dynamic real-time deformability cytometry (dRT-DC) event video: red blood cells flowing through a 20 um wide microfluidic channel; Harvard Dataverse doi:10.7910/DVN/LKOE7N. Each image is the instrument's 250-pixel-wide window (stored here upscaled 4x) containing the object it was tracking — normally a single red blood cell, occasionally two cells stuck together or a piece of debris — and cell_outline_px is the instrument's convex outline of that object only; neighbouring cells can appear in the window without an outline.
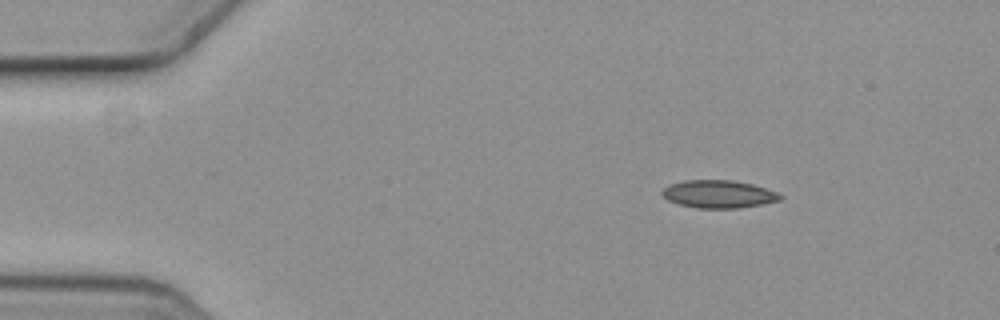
{"species": "common noctule bat (a hibernating species)", "species_latin": "Nyctalus noctula", "temperature_condition": "cold", "stored_images_in_passage": 4, "camera_frame_rate_fps": 3000, "um_per_image_px": 0.085, "animal": {"sex": "female", "body_mass_g": 19.3, "forearm_length_mm": 54.1}, "frame": {"image": 1, "passage_image": 2, "time_ms": 0.333, "image_size_px": [1000, 320], "cell_outline_px": [[784, 196], [780, 200], [764, 204], [736, 208], [696, 208], [680, 204], [668, 200], [660, 192], [664, 188], [672, 184], [684, 180], [732, 180], [752, 184], [776, 192]], "centroid_in_image_um": [61.09, 16.5], "position_along_channel_um": 23.9, "area_um2": 18.96}}